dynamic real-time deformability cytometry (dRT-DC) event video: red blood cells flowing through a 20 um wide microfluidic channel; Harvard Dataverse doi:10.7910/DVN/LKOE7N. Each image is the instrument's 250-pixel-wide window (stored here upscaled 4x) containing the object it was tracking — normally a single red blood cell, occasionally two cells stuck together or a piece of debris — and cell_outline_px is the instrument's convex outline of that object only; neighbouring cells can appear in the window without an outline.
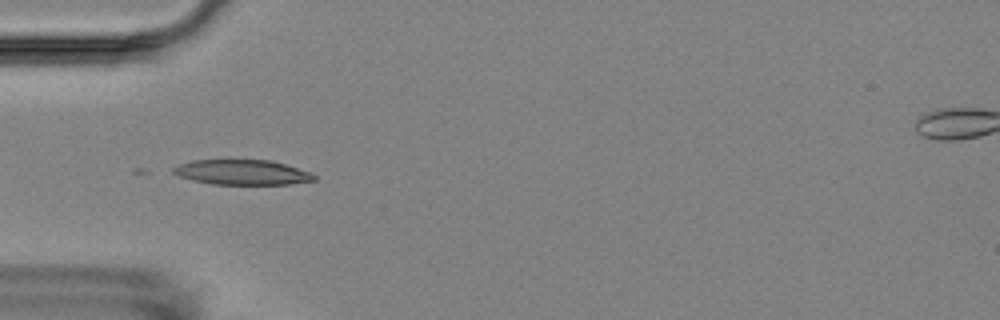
{"species": "Egyptian fruit bat (a non-hibernating species)", "species_latin": "Rousettus aegyptiacus", "temperature_condition": "room temperature", "stored_images_in_passage": 9, "camera_frame_rate_fps": 3000, "um_per_image_px": 0.085, "animal": {"sex": "female"}, "frame": {"image": 1, "passage_image": 3, "time_ms": 2.0, "image_size_px": [1000, 320], "cell_outline_px": [[316, 180], [292, 184], [212, 184], [192, 180], [180, 176], [172, 172], [172, 168], [180, 164], [192, 160], [268, 160], [284, 164], [308, 172], [316, 176]], "centroid_in_image_um": [20.56, 14.65], "position_along_channel_um": 64.4, "area_um2": 20.29}}
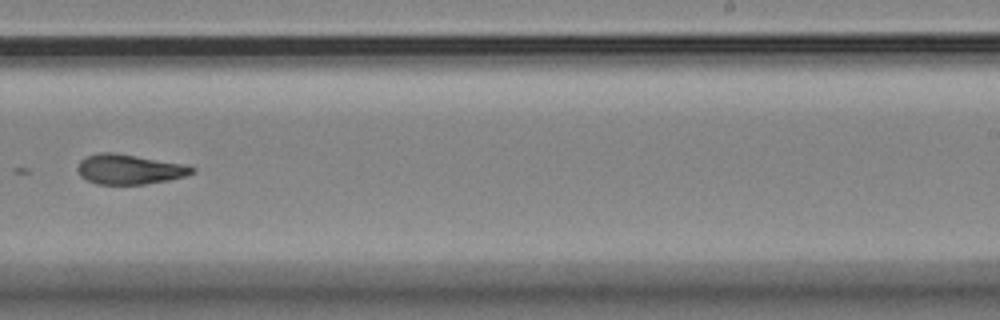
{"frame": {"image": 2, "passage_image": 8, "time_ms": 8.0, "image_size_px": [1000, 320], "cell_outline_px": [[196, 172], [184, 176], [168, 180], [144, 184], [96, 184], [80, 176], [76, 168], [80, 160], [88, 156], [100, 152], [116, 152], [184, 164], [196, 168]], "centroid_in_image_um": [10.99, 14.38], "position_along_channel_um": 278.0, "area_um2": 20.0}}
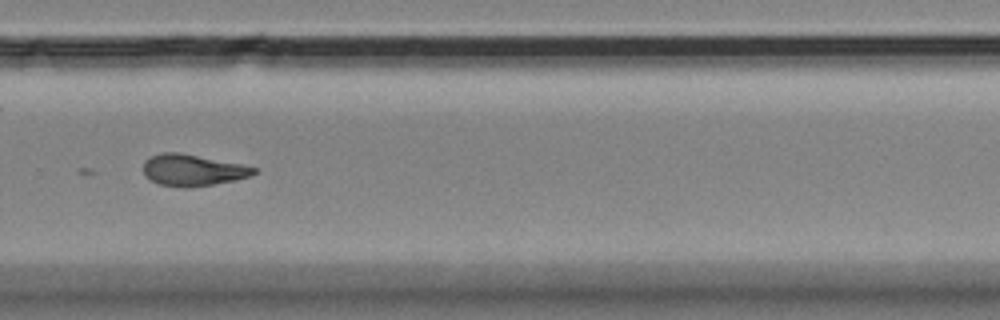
{"frame": {"image": 3, "passage_image": 9, "time_ms": 9.0, "image_size_px": [1000, 320], "cell_outline_px": [[256, 172], [252, 176], [236, 180], [188, 188], [184, 188], [160, 184], [144, 176], [144, 160], [148, 156], [160, 152], [180, 152], [240, 164], [256, 168]], "centroid_in_image_um": [16.34, 14.45], "position_along_channel_um": 313.5, "area_um2": 20.35}}